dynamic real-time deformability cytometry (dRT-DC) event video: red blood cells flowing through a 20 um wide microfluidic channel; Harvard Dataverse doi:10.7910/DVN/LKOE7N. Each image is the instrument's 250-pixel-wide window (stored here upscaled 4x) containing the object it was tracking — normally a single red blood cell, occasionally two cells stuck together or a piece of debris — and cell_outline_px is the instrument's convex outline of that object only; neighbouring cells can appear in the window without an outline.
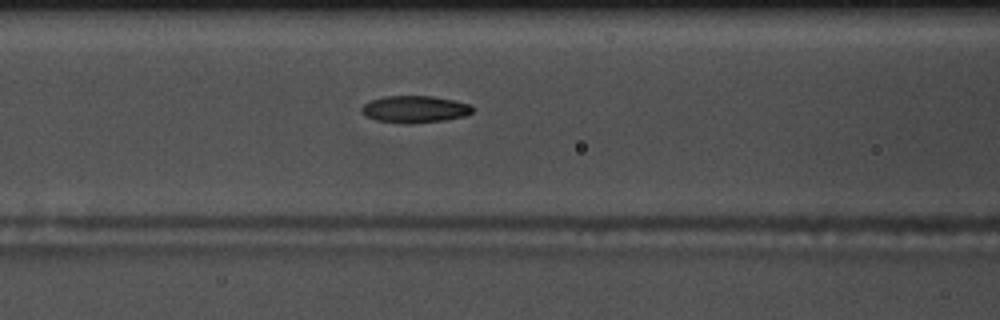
{"species": "common noctule bat (a hibernating species)", "species_latin": "Nyctalus noctula", "temperature_condition": "warm", "stored_images_in_passage": 55, "camera_frame_rate_fps": 3000, "um_per_image_px": 0.085, "animal": {"sex": "male", "body_mass_g": 17.5, "forearm_length_mm": 52.3}, "frame": {"image": 1, "passage_image": 24, "time_ms": 7.667, "image_size_px": [1000, 320], "cell_outline_px": [[472, 112], [464, 116], [444, 120], [408, 124], [404, 124], [376, 120], [360, 112], [360, 108], [364, 104], [372, 100], [384, 96], [432, 96], [472, 104]], "centroid_in_image_um": [35.24, 9.28], "position_along_channel_um": 131.4, "area_um2": 17.4}}